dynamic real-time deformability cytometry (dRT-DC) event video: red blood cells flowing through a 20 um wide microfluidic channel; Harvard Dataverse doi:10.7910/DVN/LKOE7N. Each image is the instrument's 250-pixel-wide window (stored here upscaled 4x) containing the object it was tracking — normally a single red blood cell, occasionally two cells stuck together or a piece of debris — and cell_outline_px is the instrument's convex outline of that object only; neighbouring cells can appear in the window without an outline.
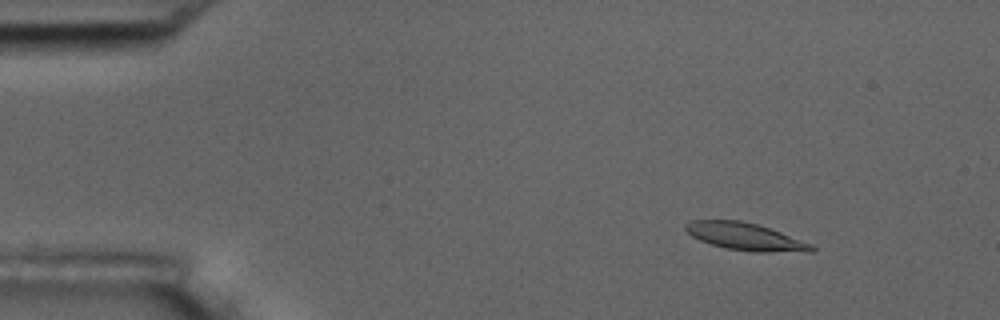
{"species": "common noctule bat (a hibernating species)", "species_latin": "Nyctalus noctula", "temperature_condition": "room temperature", "stored_images_in_passage": 5, "camera_frame_rate_fps": 3000, "um_per_image_px": 0.085, "animal": {"sex": "male", "body_mass_g": 17.5, "forearm_length_mm": 52.3}, "frame": {"image": 1, "passage_image": 2, "time_ms": 1.0, "image_size_px": [1000, 320], "cell_outline_px": [[816, 248], [812, 252], [756, 252], [728, 248], [712, 244], [700, 240], [692, 236], [684, 228], [684, 224], [692, 220], [740, 220], [756, 224], [780, 232], [812, 244]], "centroid_in_image_um": [63.36, 20.11], "position_along_channel_um": 21.6, "area_um2": 19.88}}
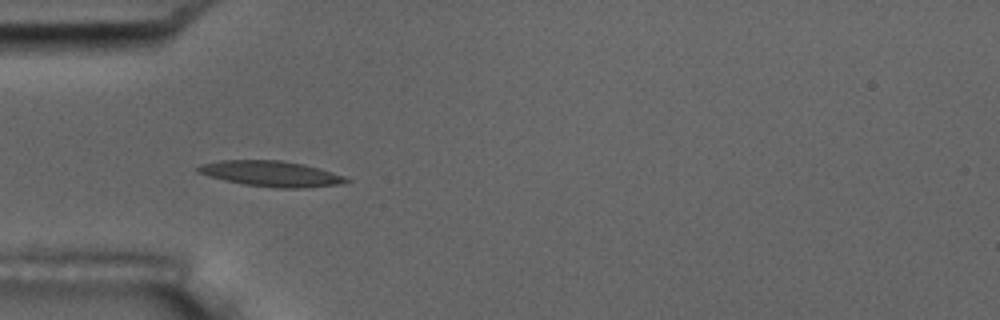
{"frame": {"image": 2, "passage_image": 5, "time_ms": 4.333, "image_size_px": [1000, 320], "cell_outline_px": [[352, 180], [336, 184], [304, 188], [276, 188], [244, 184], [224, 180], [208, 176], [196, 172], [196, 168], [200, 164], [220, 160], [284, 160], [304, 164], [320, 168], [344, 176]], "centroid_in_image_um": [23.0, 14.75], "position_along_channel_um": 62.0, "area_um2": 22.14}}